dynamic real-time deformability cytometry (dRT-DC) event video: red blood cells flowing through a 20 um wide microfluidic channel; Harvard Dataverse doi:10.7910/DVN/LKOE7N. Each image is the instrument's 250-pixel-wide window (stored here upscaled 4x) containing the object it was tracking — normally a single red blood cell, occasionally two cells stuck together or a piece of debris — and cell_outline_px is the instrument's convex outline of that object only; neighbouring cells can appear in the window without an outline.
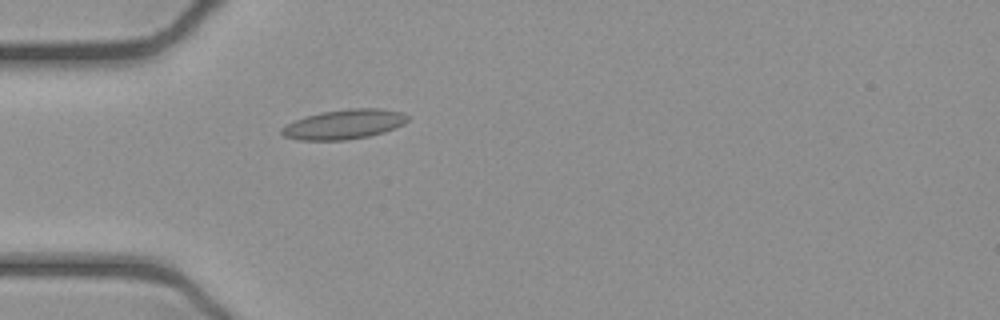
{"species": "common noctule bat (a hibernating species)", "species_latin": "Nyctalus noctula", "temperature_condition": "cold", "stored_images_in_passage": 32, "camera_frame_rate_fps": 3000, "um_per_image_px": 0.085, "animal": {"sex": "female", "body_mass_g": 21.9}, "frame": {"image": 1, "passage_image": 1, "time_ms": 0.0, "image_size_px": [1000, 320], "cell_outline_px": [[408, 120], [404, 124], [396, 128], [384, 132], [368, 136], [348, 140], [296, 140], [284, 136], [280, 132], [280, 128], [304, 116], [320, 112], [348, 108], [380, 108], [404, 112], [408, 116]], "centroid_in_image_um": [29.26, 10.56], "position_along_channel_um": 55.7, "area_um2": 22.02}}
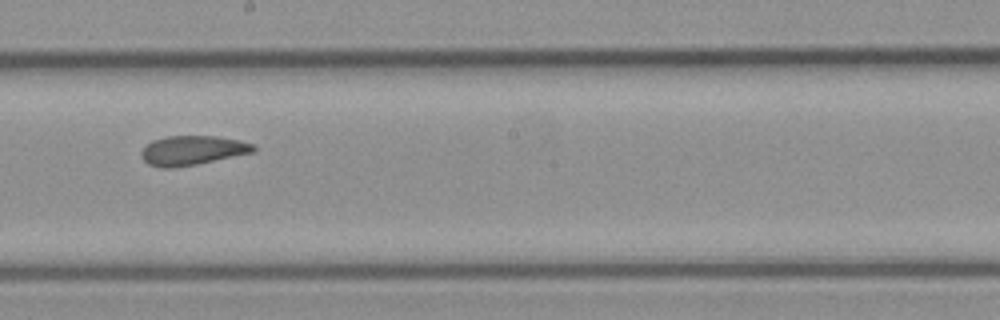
{"frame": {"image": 2, "passage_image": 15, "time_ms": 4.667, "image_size_px": [1000, 320], "cell_outline_px": [[256, 148], [252, 152], [196, 164], [172, 168], [160, 168], [148, 164], [140, 156], [140, 152], [152, 140], [168, 136], [216, 136], [240, 140], [256, 144]], "centroid_in_image_um": [16.33, 12.78], "position_along_channel_um": 231.9, "area_um2": 19.13}}
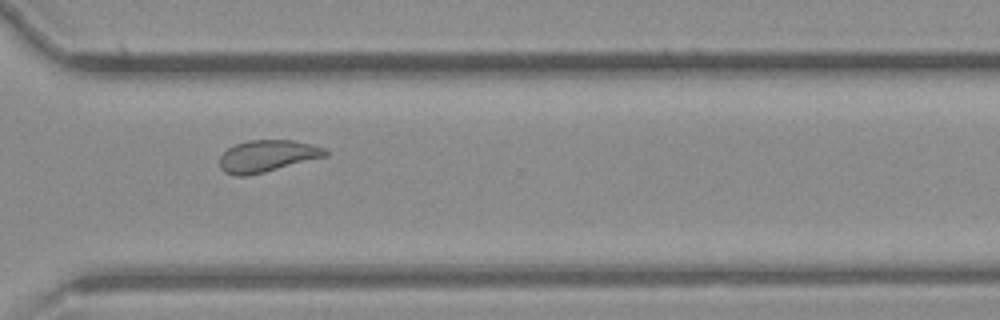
{"frame": {"image": 3, "passage_image": 24, "time_ms": 7.667, "image_size_px": [1000, 320], "cell_outline_px": [[328, 156], [248, 176], [236, 176], [224, 172], [220, 168], [220, 156], [228, 148], [236, 144], [248, 140], [292, 140], [312, 144], [324, 148], [328, 152]], "centroid_in_image_um": [22.72, 13.26], "position_along_channel_um": 347.9, "area_um2": 19.65}, "authors_computed_cell_mechanics": {"area_um2": 19.7676, "velocity_mm_per_s": 3.8747, "shape_relaxation_time_tau1_ms": null, "shape_relaxation_time_tau2_ms": 1.7559, "deformation_change_tau1": null, "deformation_change_tau2": 0.0863}}